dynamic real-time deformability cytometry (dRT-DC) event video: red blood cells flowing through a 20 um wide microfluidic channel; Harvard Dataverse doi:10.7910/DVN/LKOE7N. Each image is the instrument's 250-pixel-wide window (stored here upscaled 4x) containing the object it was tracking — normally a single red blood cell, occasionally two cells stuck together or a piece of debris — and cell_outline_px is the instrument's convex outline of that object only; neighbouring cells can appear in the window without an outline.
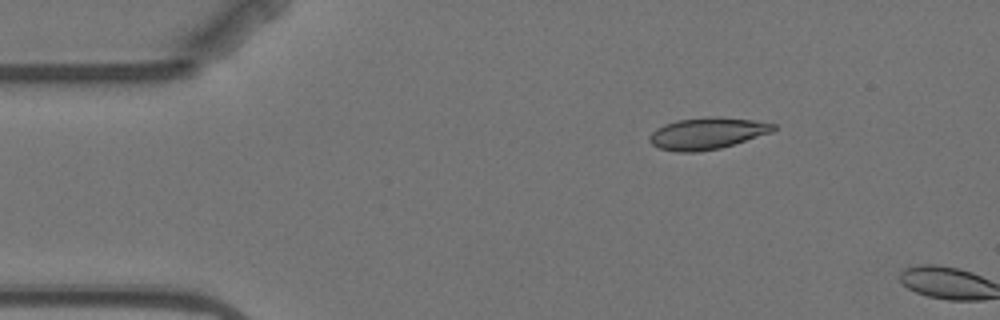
{"species": "Egyptian fruit bat (a non-hibernating species)", "species_latin": "Rousettus aegyptiacus", "temperature_condition": "warm", "stored_images_in_passage": 3, "camera_frame_rate_fps": 3000, "um_per_image_px": 0.085, "animal": {"sex": "female"}, "frame": {"image": 1, "passage_image": 2, "time_ms": 1.333, "image_size_px": [1000, 320], "cell_outline_px": [[776, 128], [772, 132], [720, 148], [696, 152], [676, 152], [660, 148], [652, 144], [648, 140], [648, 136], [656, 128], [664, 124], [676, 120], [708, 116], [716, 116], [752, 120], [776, 124]], "centroid_in_image_um": [60.07, 11.33], "position_along_channel_um": 24.9, "area_um2": 22.89}}